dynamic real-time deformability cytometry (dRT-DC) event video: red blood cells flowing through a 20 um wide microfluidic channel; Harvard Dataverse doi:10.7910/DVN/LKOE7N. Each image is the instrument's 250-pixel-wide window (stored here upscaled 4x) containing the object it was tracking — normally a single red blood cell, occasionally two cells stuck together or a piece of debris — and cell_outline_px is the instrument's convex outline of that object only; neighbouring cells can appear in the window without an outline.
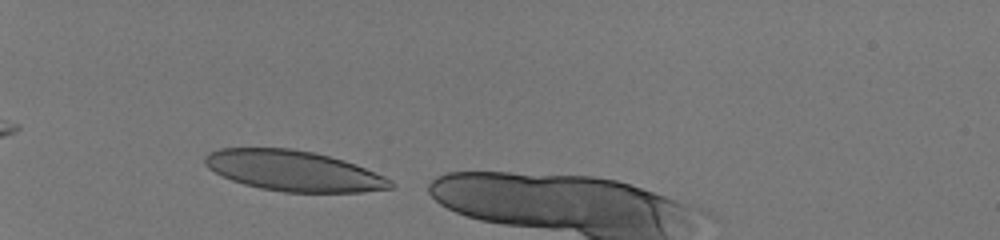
{"species": "human", "species_latin": "Homo sapiens", "temperature_condition": "room temperature", "stored_images_in_passage": 30, "camera_frame_rate_fps": 3000, "um_per_image_px": 0.085, "donor": {"sex": "male"}, "frame": {"image": 1, "passage_image": 1, "time_ms": 0.0, "image_size_px": [1000, 240], "cell_outline_px": [[396, 184], [392, 188], [360, 192], [284, 192], [260, 188], [244, 184], [232, 180], [208, 168], [204, 164], [204, 156], [208, 152], [220, 148], [288, 148], [312, 152], [344, 160], [384, 176], [392, 180]], "centroid_in_image_um": [24.94, 14.52], "position_along_channel_um": 60.1, "area_um2": 43.58}}
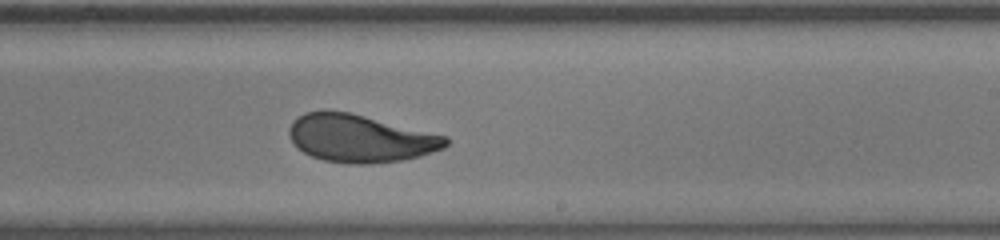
{"frame": {"image": 2, "passage_image": 18, "time_ms": 5.667, "image_size_px": [1000, 240], "cell_outline_px": [[448, 144], [444, 148], [420, 156], [404, 160], [372, 164], [348, 164], [324, 160], [312, 156], [304, 152], [288, 136], [288, 132], [292, 120], [296, 116], [304, 112], [348, 112], [448, 136]], "centroid_in_image_um": [30.63, 11.78], "position_along_channel_um": 258.4, "area_um2": 43.23}}
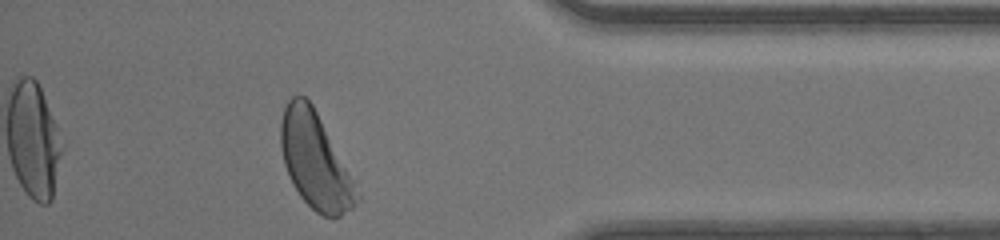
{"frame": {"image": 3, "passage_image": 30, "time_ms": 9.667, "image_size_px": [1000, 240], "cell_outline_px": [[360, 200], [352, 208], [340, 216], [324, 216], [316, 212], [300, 196], [292, 184], [284, 164], [280, 144], [280, 120], [284, 108], [288, 100], [292, 96], [304, 96], [312, 104], [352, 180], [360, 196]], "centroid_in_image_um": [26.74, 13.67], "position_along_channel_um": 408.5, "area_um2": 41.44}, "authors_computed_cell_mechanics": {"area_um2": 43.8124, "velocity_mm_per_s": 4.1309, "shape_relaxation_time_tau1_ms": 3.646, "shape_relaxation_time_tau2_ms": 0.7773, "deformation_change_tau1": 0.1756, "deformation_change_tau2": 0.0802}}